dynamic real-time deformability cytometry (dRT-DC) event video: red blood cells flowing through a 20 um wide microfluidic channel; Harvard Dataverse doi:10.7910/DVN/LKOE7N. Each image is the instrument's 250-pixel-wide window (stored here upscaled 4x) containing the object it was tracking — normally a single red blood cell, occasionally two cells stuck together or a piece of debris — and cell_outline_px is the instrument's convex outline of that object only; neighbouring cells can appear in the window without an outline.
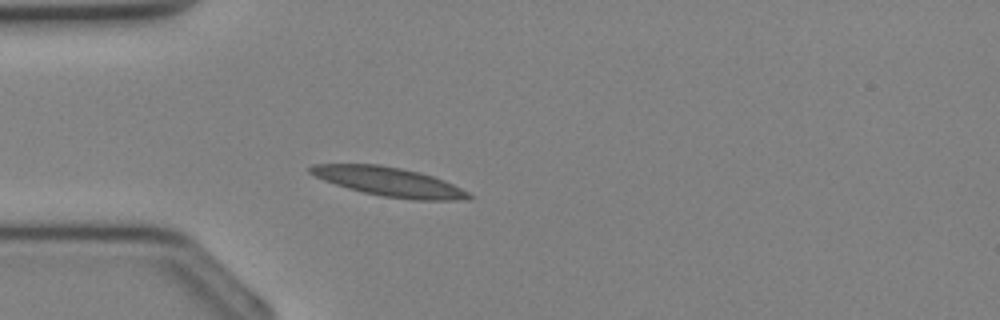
{"species": "Egyptian fruit bat (a non-hibernating species)", "species_latin": "Rousettus aegyptiacus", "temperature_condition": "cold", "stored_images_in_passage": 28, "camera_frame_rate_fps": 3000, "um_per_image_px": 0.085, "animal": {"sex": "female"}, "frame": {"image": 1, "passage_image": 4, "time_ms": 1.0, "image_size_px": [1000, 320], "cell_outline_px": [[472, 196], [468, 200], [412, 200], [384, 196], [364, 192], [348, 188], [324, 180], [308, 172], [308, 168], [312, 164], [380, 164], [420, 172], [444, 180], [468, 192]], "centroid_in_image_um": [33.08, 15.45], "position_along_channel_um": 51.9, "area_um2": 26.65}}
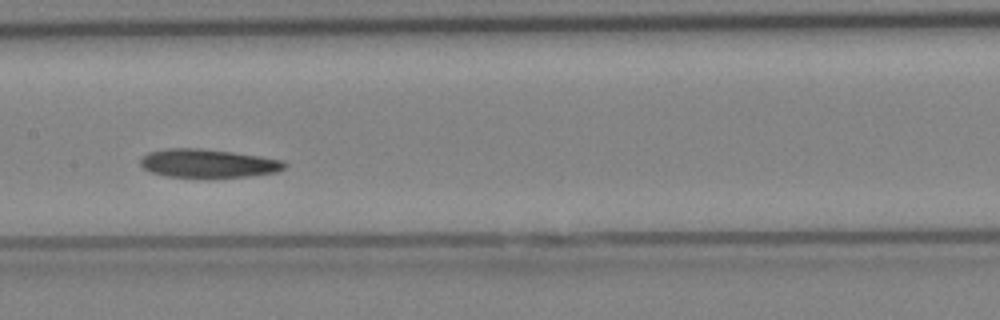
{"frame": {"image": 2, "passage_image": 12, "time_ms": 3.667, "image_size_px": [1000, 320], "cell_outline_px": [[288, 164], [284, 168], [276, 172], [248, 176], [164, 176], [152, 172], [144, 168], [140, 164], [140, 160], [148, 152], [168, 148], [196, 148], [232, 152], [260, 156], [284, 160]], "centroid_in_image_um": [17.7, 13.86], "position_along_channel_um": 189.7, "area_um2": 23.47}}
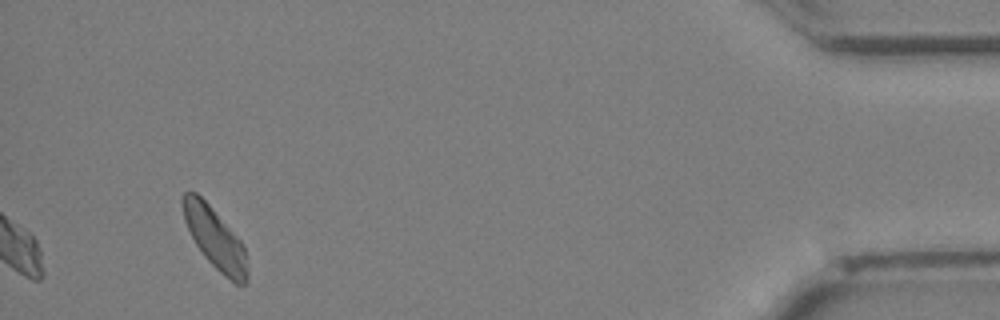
{"frame": {"image": 3, "passage_image": 28, "time_ms": 9.0, "image_size_px": [1000, 320], "cell_outline_px": [[248, 284], [236, 284], [224, 276], [204, 256], [196, 244], [184, 220], [180, 200], [180, 196], [184, 192], [196, 192], [212, 208], [244, 244], [248, 272]], "centroid_in_image_um": [18.27, 20.26], "position_along_channel_um": 416.9, "area_um2": 22.89}}